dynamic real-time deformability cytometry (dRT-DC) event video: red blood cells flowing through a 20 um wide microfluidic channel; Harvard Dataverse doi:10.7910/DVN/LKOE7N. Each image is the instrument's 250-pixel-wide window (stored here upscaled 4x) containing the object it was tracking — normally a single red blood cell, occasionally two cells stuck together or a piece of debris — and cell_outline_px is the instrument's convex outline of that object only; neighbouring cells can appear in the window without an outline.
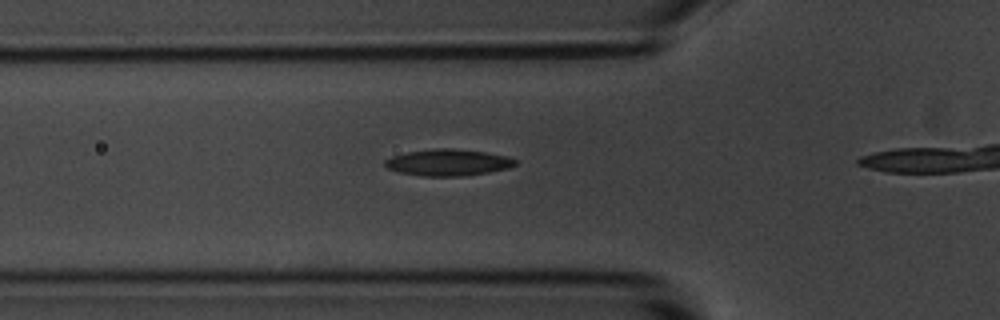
{"species": "common noctule bat (a hibernating species)", "species_latin": "Nyctalus noctula", "temperature_condition": "room temperature", "stored_images_in_passage": 7, "camera_frame_rate_fps": 3000, "um_per_image_px": 0.085, "animal": {"sex": "male", "body_mass_g": 20.1, "forearm_length_mm": 53.5}, "frame": {"image": 1, "passage_image": 2, "time_ms": 0.333, "image_size_px": [1000, 320], "cell_outline_px": [[516, 164], [508, 168], [488, 172], [464, 176], [424, 176], [400, 172], [388, 168], [384, 164], [384, 160], [392, 156], [408, 152], [432, 148], [452, 148], [484, 152], [508, 156], [516, 160]], "centroid_in_image_um": [38.08, 13.8], "position_along_channel_um": 87.7, "area_um2": 20.06}}
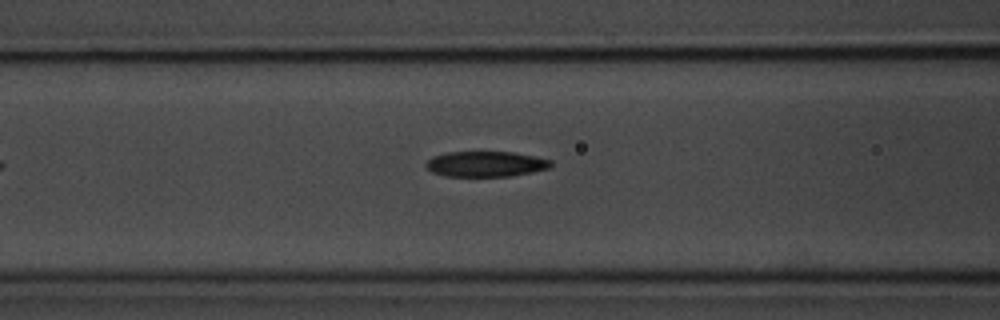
{"frame": {"image": 2, "passage_image": 5, "time_ms": 1.333, "image_size_px": [1000, 320], "cell_outline_px": [[552, 164], [548, 168], [532, 172], [512, 176], [444, 176], [432, 172], [424, 164], [432, 156], [448, 152], [516, 152], [536, 156], [552, 160]], "centroid_in_image_um": [41.3, 13.93], "position_along_channel_um": 125.3, "area_um2": 18.61}}